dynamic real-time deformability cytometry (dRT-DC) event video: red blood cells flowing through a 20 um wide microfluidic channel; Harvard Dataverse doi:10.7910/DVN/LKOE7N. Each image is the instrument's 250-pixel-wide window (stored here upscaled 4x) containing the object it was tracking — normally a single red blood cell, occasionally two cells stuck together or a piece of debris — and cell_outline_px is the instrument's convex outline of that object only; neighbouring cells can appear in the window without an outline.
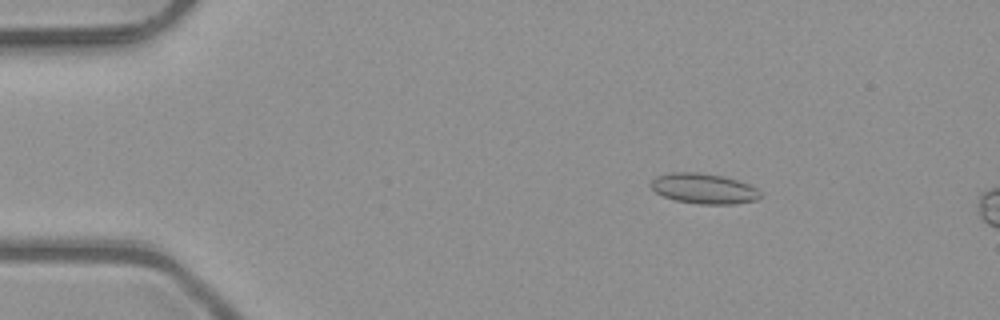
{"species": "common noctule bat (a hibernating species)", "species_latin": "Nyctalus noctula", "temperature_condition": "room temperature", "stored_images_in_passage": 4, "camera_frame_rate_fps": 3000, "um_per_image_px": 0.085, "animal": {"sex": "male", "body_mass_g": 23.1, "forearm_length_mm": 52.7}, "frame": {"image": 1, "passage_image": 3, "time_ms": 0.667, "image_size_px": [1000, 320], "cell_outline_px": [[760, 196], [756, 200], [736, 204], [700, 204], [676, 200], [664, 196], [656, 192], [648, 184], [656, 176], [672, 172], [696, 172], [724, 176], [748, 184], [756, 188], [760, 192]], "centroid_in_image_um": [59.8, 16.02], "position_along_channel_um": 25.2, "area_um2": 19.25}}